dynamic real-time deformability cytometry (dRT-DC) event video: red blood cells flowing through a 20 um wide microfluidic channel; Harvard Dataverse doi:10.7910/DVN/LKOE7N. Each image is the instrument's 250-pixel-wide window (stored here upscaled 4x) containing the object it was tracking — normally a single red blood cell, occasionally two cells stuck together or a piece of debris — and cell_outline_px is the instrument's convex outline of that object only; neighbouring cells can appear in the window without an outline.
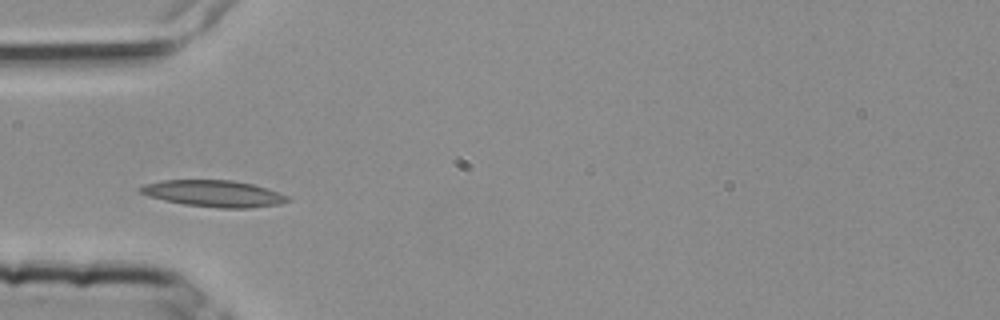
{"species": "common noctule bat (a hibernating species)", "species_latin": "Nyctalus noctula", "temperature_condition": "room temperature", "stored_images_in_passage": 3, "camera_frame_rate_fps": 3000, "um_per_image_px": 0.085, "animal": {"sex": "female", "body_mass_g": 25.1}, "frame": {"image": 1, "passage_image": 3, "time_ms": 0.667, "image_size_px": [1000, 320], "cell_outline_px": [[292, 200], [280, 204], [252, 208], [220, 208], [184, 204], [164, 200], [148, 196], [136, 192], [136, 188], [144, 184], [160, 180], [232, 180], [252, 184], [268, 188], [288, 196]], "centroid_in_image_um": [18.14, 16.45], "position_along_channel_um": 66.9, "area_um2": 23.06}}